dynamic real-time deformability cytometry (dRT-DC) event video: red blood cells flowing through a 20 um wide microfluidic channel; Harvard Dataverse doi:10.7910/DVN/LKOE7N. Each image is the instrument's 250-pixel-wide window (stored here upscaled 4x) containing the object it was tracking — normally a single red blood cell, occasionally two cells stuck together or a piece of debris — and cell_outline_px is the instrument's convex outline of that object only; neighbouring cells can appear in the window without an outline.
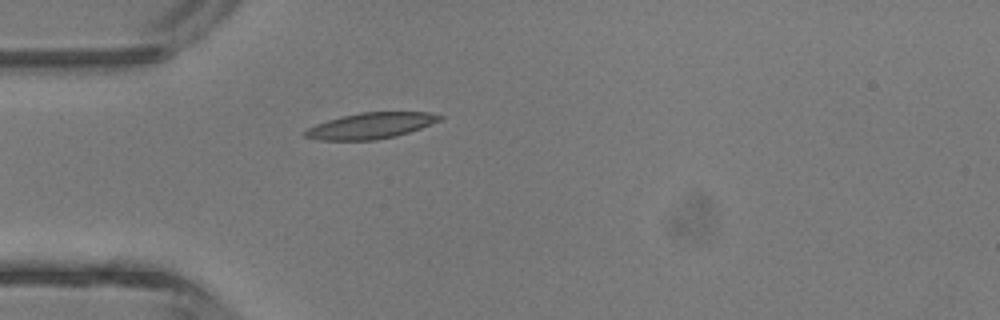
{"species": "common noctule bat (a hibernating species)", "species_latin": "Nyctalus noctula", "temperature_condition": "room temperature", "stored_images_in_passage": 1, "camera_frame_rate_fps": 3000, "um_per_image_px": 0.085, "animal": {"sex": "male", "body_mass_g": 13.3}, "frame": {"image": 1, "passage_image": 1, "time_ms": 0.0, "image_size_px": [1000, 320], "cell_outline_px": [[444, 116], [440, 120], [420, 128], [396, 136], [376, 140], [316, 140], [304, 136], [304, 132], [308, 128], [316, 124], [340, 116], [360, 112], [428, 112]], "centroid_in_image_um": [31.49, 10.68], "position_along_channel_um": 53.5, "area_um2": 20.29}}